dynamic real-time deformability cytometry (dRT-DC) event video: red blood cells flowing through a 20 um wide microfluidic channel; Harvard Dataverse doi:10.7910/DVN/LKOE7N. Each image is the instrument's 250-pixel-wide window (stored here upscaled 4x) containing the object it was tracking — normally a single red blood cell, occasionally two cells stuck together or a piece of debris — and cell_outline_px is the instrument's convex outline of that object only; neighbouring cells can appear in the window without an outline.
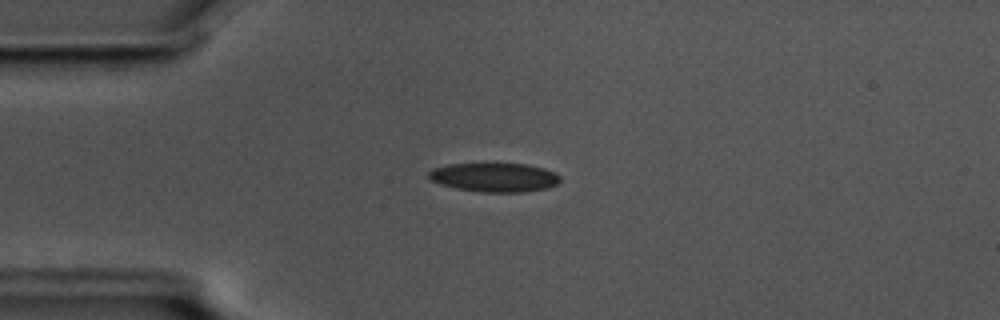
{"species": "common noctule bat (a hibernating species)", "species_latin": "Nyctalus noctula", "temperature_condition": "cold", "stored_images_in_passage": 55, "camera_frame_rate_fps": 3000, "um_per_image_px": 0.085, "animal": {"sex": "male", "body_mass_g": 17.5, "forearm_length_mm": 52.3}, "frame": {"image": 1, "passage_image": 13, "time_ms": 4.0, "image_size_px": [1000, 320], "cell_outline_px": [[560, 180], [556, 184], [548, 188], [524, 192], [480, 192], [456, 188], [440, 184], [428, 180], [428, 172], [432, 168], [448, 164], [528, 164], [544, 168], [556, 172], [560, 176]], "centroid_in_image_um": [42.01, 15.08], "position_along_channel_um": 43.0, "area_um2": 22.37}}
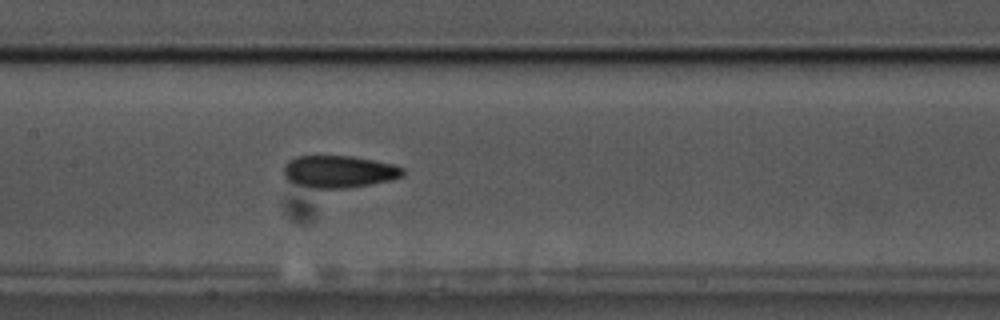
{"frame": {"image": 2, "passage_image": 26, "time_ms": 8.333, "image_size_px": [1000, 320], "cell_outline_px": [[404, 176], [392, 180], [348, 188], [312, 188], [296, 184], [288, 180], [284, 176], [284, 164], [288, 160], [296, 156], [352, 156], [392, 164], [404, 168]], "centroid_in_image_um": [28.8, 14.59], "position_along_channel_um": 178.6, "area_um2": 22.43}}
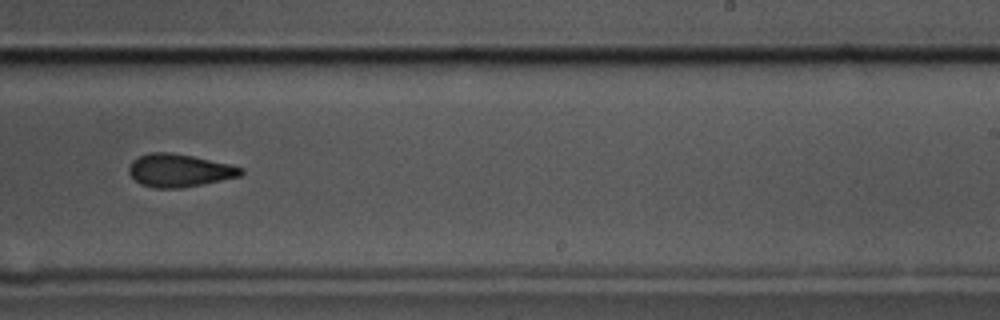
{"frame": {"image": 3, "passage_image": 34, "time_ms": 11.0, "image_size_px": [1000, 320], "cell_outline_px": [[244, 172], [240, 176], [180, 188], [152, 188], [140, 184], [128, 172], [128, 168], [132, 160], [140, 156], [152, 152], [172, 152], [192, 156], [228, 164], [244, 168]], "centroid_in_image_um": [15.21, 14.48], "position_along_channel_um": 273.8, "area_um2": 21.27}, "authors_computed_cell_mechanics": {"area_um2": 22.0218, "velocity_mm_per_s": 3.573, "shape_relaxation_time_tau1_ms": 4.8791, "shape_relaxation_time_tau2_ms": 5.1358, "deformation_change_tau1": 0.1273, "deformation_change_tau2": 0.1327}}